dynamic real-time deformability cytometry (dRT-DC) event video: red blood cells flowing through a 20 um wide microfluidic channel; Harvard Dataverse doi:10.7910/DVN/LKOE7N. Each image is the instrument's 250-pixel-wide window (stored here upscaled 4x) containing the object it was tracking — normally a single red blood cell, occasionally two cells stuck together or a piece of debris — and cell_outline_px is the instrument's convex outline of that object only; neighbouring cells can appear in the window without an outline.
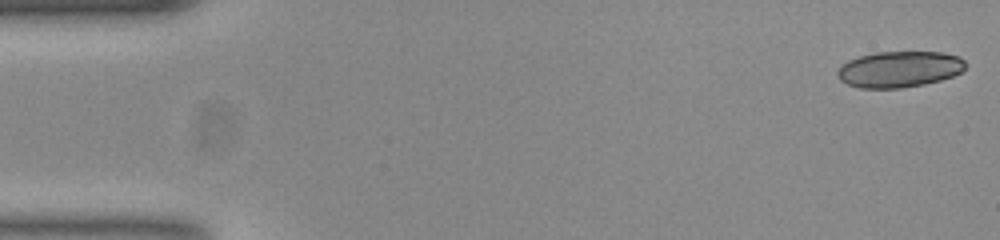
{"species": "common noctule bat (a hibernating species)", "species_latin": "Nyctalus noctula", "temperature_condition": "room temperature", "stored_images_in_passage": 17, "camera_frame_rate_fps": 3000, "um_per_image_px": 0.085, "animal": {"sex": "female", "body_mass_g": 23.0, "forearm_length_mm": 53.4}, "frame": {"image": 1, "passage_image": 1, "time_ms": 0.0, "image_size_px": [1000, 240], "cell_outline_px": [[968, 64], [960, 72], [952, 76], [940, 80], [924, 84], [900, 88], [860, 88], [848, 84], [840, 80], [836, 72], [840, 64], [848, 60], [860, 56], [876, 52], [940, 52], [960, 56]], "centroid_in_image_um": [76.43, 5.88], "position_along_channel_um": 8.6, "area_um2": 27.05}}